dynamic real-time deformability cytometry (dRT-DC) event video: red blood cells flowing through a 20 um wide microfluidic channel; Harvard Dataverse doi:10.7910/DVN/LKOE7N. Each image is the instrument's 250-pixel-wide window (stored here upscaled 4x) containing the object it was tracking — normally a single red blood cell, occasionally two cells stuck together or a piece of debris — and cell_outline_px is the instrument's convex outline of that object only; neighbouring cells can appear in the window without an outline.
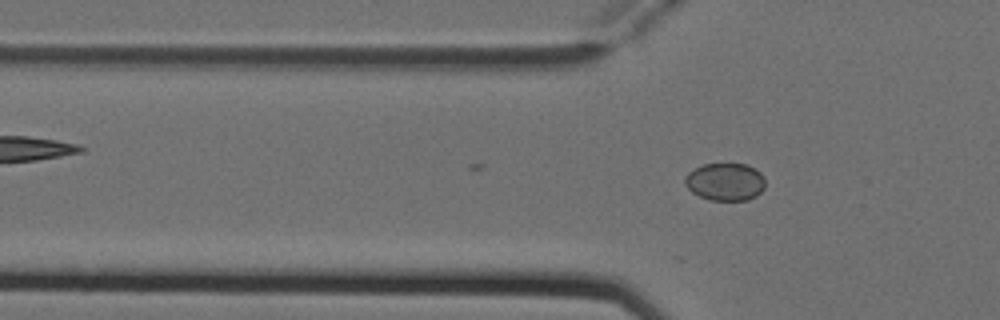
{"species": "Egyptian fruit bat (a non-hibernating species)", "species_latin": "Rousettus aegyptiacus", "temperature_condition": "cold", "stored_images_in_passage": 3, "segment_of_instrument_passage": [2, 2], "camera_frame_rate_fps": 3000, "um_per_image_px": 0.085, "animal": {"sex": "female"}, "frame": {"image": 1, "passage_image": 3, "time_ms": 0.667, "image_size_px": [1000, 320], "cell_outline_px": [[764, 188], [756, 196], [748, 200], [712, 200], [700, 196], [692, 192], [684, 184], [684, 176], [688, 172], [700, 164], [748, 164], [760, 172], [764, 176]], "centroid_in_image_um": [61.63, 15.44], "position_along_channel_um": 64.2, "area_um2": 17.74}}